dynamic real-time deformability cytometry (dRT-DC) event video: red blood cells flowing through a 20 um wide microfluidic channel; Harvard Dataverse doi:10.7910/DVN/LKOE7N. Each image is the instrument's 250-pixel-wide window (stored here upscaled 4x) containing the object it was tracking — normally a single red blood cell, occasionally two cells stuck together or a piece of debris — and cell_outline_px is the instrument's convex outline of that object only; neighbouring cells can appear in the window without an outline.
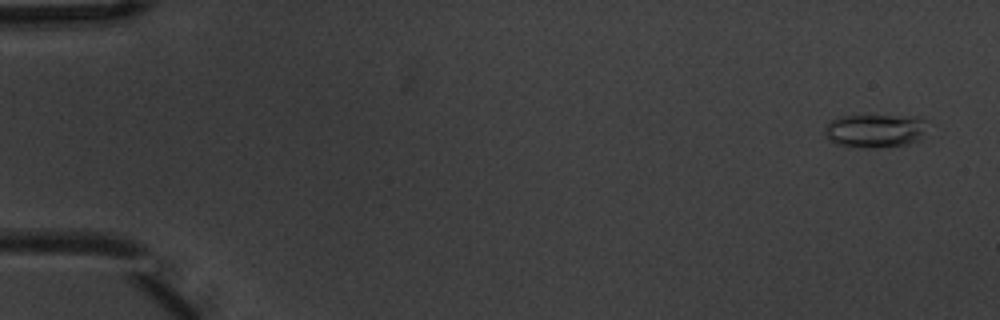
{"species": "common noctule bat (a hibernating species)", "species_latin": "Nyctalus noctula", "temperature_condition": "warm", "stored_images_in_passage": 4, "camera_frame_rate_fps": 3000, "um_per_image_px": 0.085, "animal": {"sex": "male", "body_mass_g": 20.1, "forearm_length_mm": 53.5}, "frame": {"image": 1, "passage_image": 1, "time_ms": 0.0, "image_size_px": [1000, 320], "cell_outline_px": [[924, 120], [920, 140], [908, 144], [876, 148], [860, 148], [836, 144], [828, 140], [824, 136], [824, 132], [828, 124], [832, 120], [840, 116], [916, 116]], "centroid_in_image_um": [74.31, 11.13], "position_along_channel_um": 10.7, "area_um2": 19.88}}
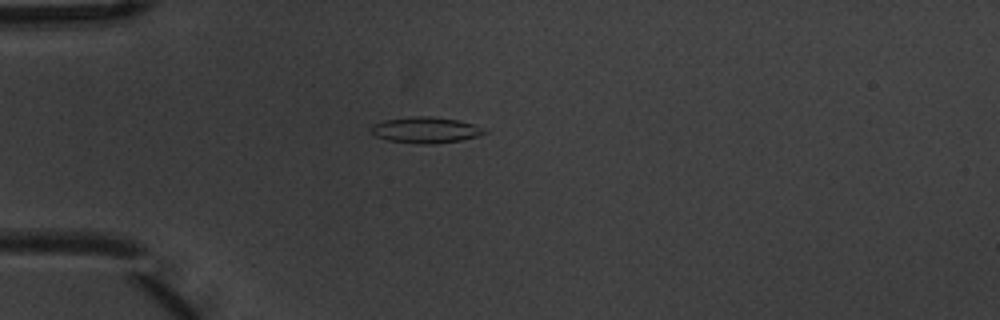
{"frame": {"image": 2, "passage_image": 4, "time_ms": 1.0, "image_size_px": [1000, 320], "cell_outline_px": [[488, 132], [476, 136], [460, 140], [432, 144], [424, 144], [388, 140], [376, 136], [368, 128], [372, 124], [384, 120], [408, 116], [432, 116], [460, 120], [472, 124]], "centroid_in_image_um": [36.11, 11.03], "position_along_channel_um": 48.9, "area_um2": 17.11}}